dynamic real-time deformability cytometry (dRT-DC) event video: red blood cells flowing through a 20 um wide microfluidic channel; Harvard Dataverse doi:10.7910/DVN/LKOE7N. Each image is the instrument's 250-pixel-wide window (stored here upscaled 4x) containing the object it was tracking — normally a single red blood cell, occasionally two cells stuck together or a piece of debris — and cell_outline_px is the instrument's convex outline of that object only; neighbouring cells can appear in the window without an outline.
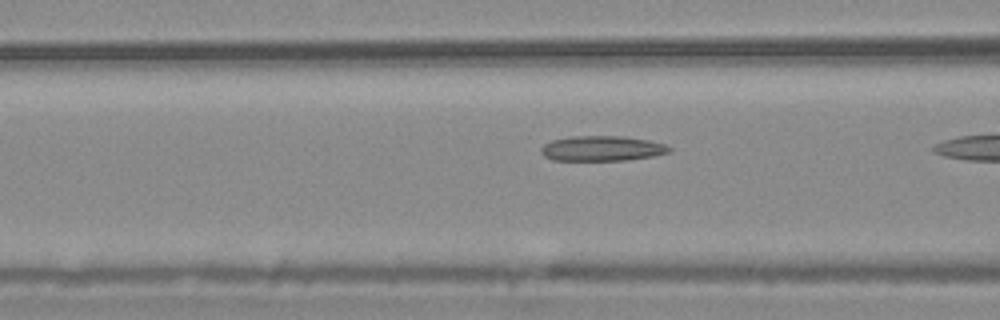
{"species": "common noctule bat (a hibernating species)", "species_latin": "Nyctalus noctula", "temperature_condition": "warm", "stored_images_in_passage": 6, "camera_frame_rate_fps": 3000, "um_per_image_px": 0.085, "animal": {"sex": "male", "body_mass_g": 20.4}, "frame": {"image": 1, "passage_image": 5, "time_ms": 1.333, "image_size_px": [1000, 320], "cell_outline_px": [[672, 152], [652, 156], [628, 160], [552, 160], [544, 156], [540, 152], [540, 148], [544, 144], [552, 140], [568, 136], [624, 136], [648, 140], [664, 144], [672, 148]], "centroid_in_image_um": [51.16, 12.61], "position_along_channel_um": 115.4, "area_um2": 18.9}}